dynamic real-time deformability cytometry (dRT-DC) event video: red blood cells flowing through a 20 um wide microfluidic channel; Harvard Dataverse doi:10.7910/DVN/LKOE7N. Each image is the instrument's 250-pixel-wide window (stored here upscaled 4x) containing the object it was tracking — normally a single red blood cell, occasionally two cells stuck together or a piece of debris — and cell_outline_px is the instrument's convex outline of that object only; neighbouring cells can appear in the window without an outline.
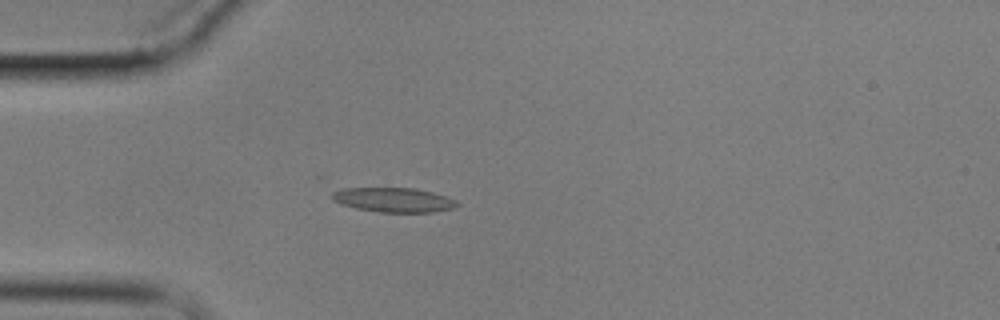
{"species": "common noctule bat (a hibernating species)", "species_latin": "Nyctalus noctula", "temperature_condition": "cold", "stored_images_in_passage": 4, "camera_frame_rate_fps": 3000, "um_per_image_px": 0.085, "animal": {"sex": "male", "body_mass_g": 17.9}, "frame": {"image": 1, "passage_image": 4, "time_ms": 3.667, "image_size_px": [1000, 320], "cell_outline_px": [[460, 204], [452, 208], [432, 212], [380, 212], [356, 208], [340, 204], [332, 200], [332, 192], [344, 188], [416, 188], [432, 192], [456, 200]], "centroid_in_image_um": [33.44, 16.99], "position_along_channel_um": 51.6, "area_um2": 17.74}}